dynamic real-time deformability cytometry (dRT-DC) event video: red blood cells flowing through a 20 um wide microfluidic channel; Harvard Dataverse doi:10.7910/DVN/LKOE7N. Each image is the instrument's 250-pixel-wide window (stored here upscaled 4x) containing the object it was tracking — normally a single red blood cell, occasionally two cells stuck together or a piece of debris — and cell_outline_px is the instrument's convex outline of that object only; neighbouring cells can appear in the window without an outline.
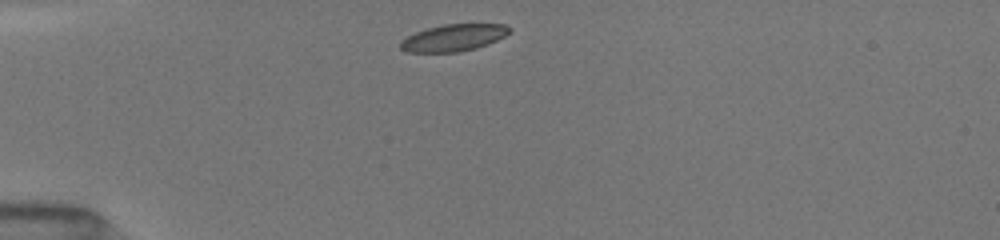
{"species": "common noctule bat (a hibernating species)", "species_latin": "Nyctalus noctula", "temperature_condition": "room temperature", "stored_images_in_passage": 21, "camera_frame_rate_fps": 3000, "um_per_image_px": 0.085, "animal": {"sex": "female", "body_mass_g": 19.5, "forearm_length_mm": 54.1}, "frame": {"image": 1, "passage_image": 1, "time_ms": 0.0, "image_size_px": [1000, 240], "cell_outline_px": [[512, 32], [488, 44], [476, 48], [460, 52], [408, 52], [400, 48], [400, 40], [416, 32], [428, 28], [444, 24], [504, 24], [512, 28]], "centroid_in_image_um": [38.58, 3.2], "position_along_channel_um": 46.4, "area_um2": 17.11}}
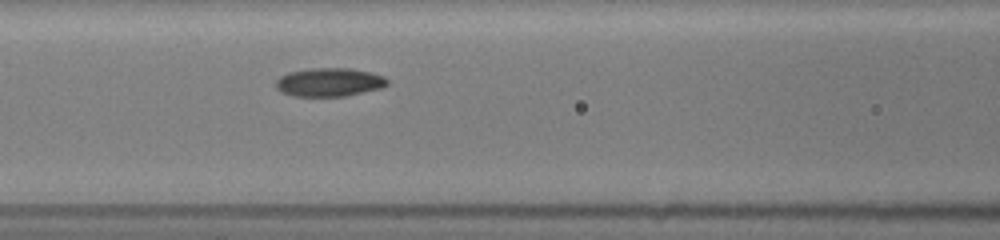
{"frame": {"image": 2, "passage_image": 8, "time_ms": 3.0, "image_size_px": [1000, 240], "cell_outline_px": [[388, 84], [384, 88], [344, 96], [292, 96], [280, 92], [276, 88], [276, 80], [280, 76], [288, 72], [312, 68], [348, 68], [372, 72], [384, 76], [388, 80]], "centroid_in_image_um": [28.0, 6.99], "position_along_channel_um": 138.6, "area_um2": 18.73}}
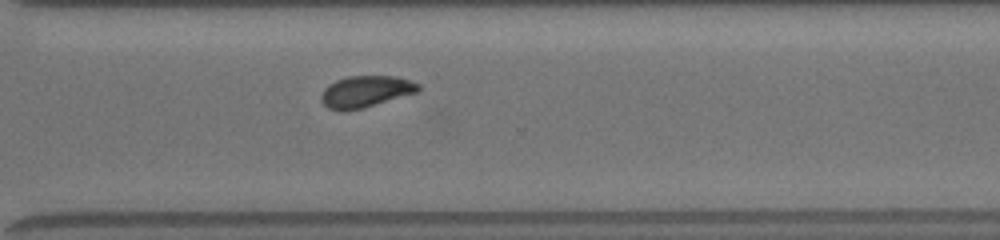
{"frame": {"image": 3, "passage_image": 21, "time_ms": 8.0, "image_size_px": [1000, 240], "cell_outline_px": [[420, 92], [360, 108], [332, 108], [324, 104], [320, 100], [320, 96], [324, 88], [328, 84], [336, 80], [348, 76], [396, 76], [420, 84]], "centroid_in_image_um": [31.13, 7.73], "position_along_channel_um": 339.5, "area_um2": 17.4}}